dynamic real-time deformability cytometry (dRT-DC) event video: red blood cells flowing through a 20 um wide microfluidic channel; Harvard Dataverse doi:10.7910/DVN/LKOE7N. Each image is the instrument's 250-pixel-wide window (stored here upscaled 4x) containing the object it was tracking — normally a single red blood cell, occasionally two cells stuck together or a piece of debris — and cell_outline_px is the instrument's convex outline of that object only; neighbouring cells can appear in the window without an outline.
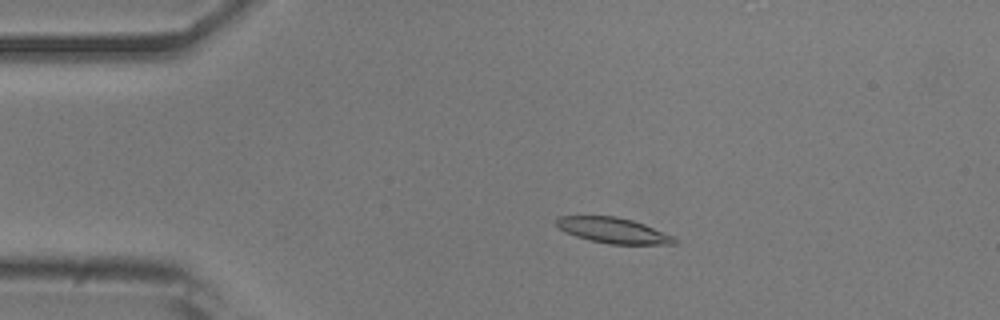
{"species": "common noctule bat (a hibernating species)", "species_latin": "Nyctalus noctula", "temperature_condition": "room temperature", "stored_images_in_passage": 47, "camera_frame_rate_fps": 3000, "um_per_image_px": 0.085, "animal": {"sex": "male", "body_mass_g": 20.5, "forearm_length_mm": 52.5}, "frame": {"image": 1, "passage_image": 5, "time_ms": 1.333, "image_size_px": [1000, 320], "cell_outline_px": [[680, 240], [676, 244], [608, 244], [576, 236], [564, 232], [556, 224], [556, 220], [560, 216], [616, 216], [632, 220], [644, 224], [676, 236]], "centroid_in_image_um": [52.2, 19.59], "position_along_channel_um": 32.8, "area_um2": 17.63}}
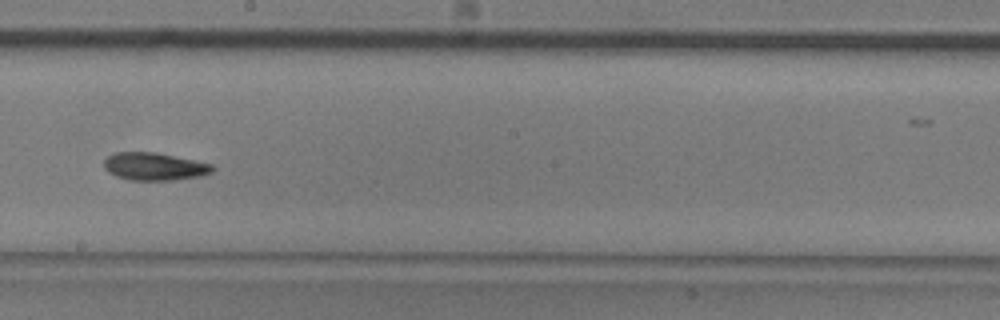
{"frame": {"image": 2, "passage_image": 24, "time_ms": 7.667, "image_size_px": [1000, 320], "cell_outline_px": [[216, 168], [212, 172], [204, 176], [172, 180], [128, 180], [116, 176], [108, 172], [104, 168], [104, 160], [108, 156], [116, 152], [156, 152], [212, 164]], "centroid_in_image_um": [13.14, 14.16], "position_along_channel_um": 235.1, "area_um2": 17.63}}
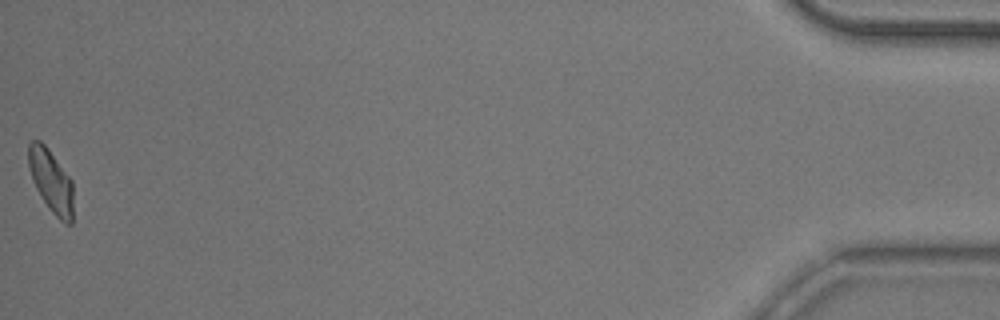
{"frame": {"image": 3, "passage_image": 47, "time_ms": 15.333, "image_size_px": [1000, 320], "cell_outline_px": [[72, 224], [64, 224], [48, 208], [36, 188], [32, 180], [28, 168], [28, 144], [32, 140], [40, 140], [48, 148], [72, 180]], "centroid_in_image_um": [4.32, 15.37], "position_along_channel_um": 430.9, "area_um2": 16.47}, "authors_computed_cell_mechanics": {"area_um2": 17.4556, "velocity_mm_per_s": 3.8521, "shape_relaxation_time_tau1_ms": 4.1727, "shape_relaxation_time_tau2_ms": 7.2048, "deformation_change_tau1": 0.1326, "deformation_change_tau2": 0.145}}